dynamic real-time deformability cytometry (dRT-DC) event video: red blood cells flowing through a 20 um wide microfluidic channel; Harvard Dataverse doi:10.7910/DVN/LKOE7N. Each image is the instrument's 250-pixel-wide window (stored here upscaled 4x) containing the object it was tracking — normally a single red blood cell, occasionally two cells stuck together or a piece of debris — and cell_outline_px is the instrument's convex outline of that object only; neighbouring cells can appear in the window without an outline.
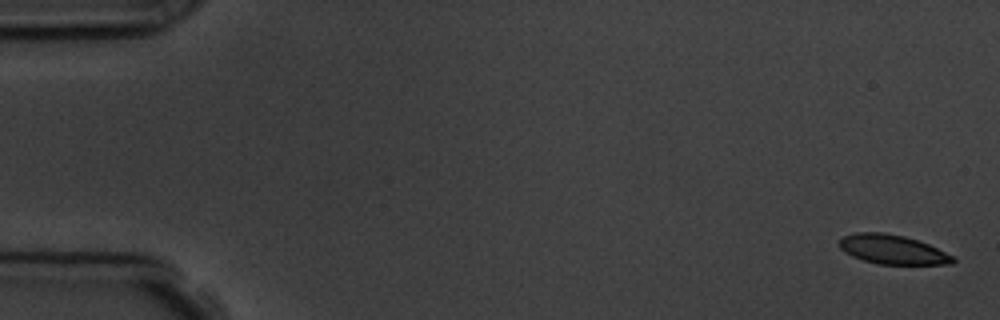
{"species": "common noctule bat (a hibernating species)", "species_latin": "Nyctalus noctula", "temperature_condition": "room temperature", "stored_images_in_passage": 4, "camera_frame_rate_fps": 3000, "um_per_image_px": 0.085, "animal": {"sex": "male", "body_mass_g": 19.5, "forearm_length_mm": 54.6}, "frame": {"image": 1, "passage_image": 1, "time_ms": 0.0, "image_size_px": [1000, 320], "cell_outline_px": [[956, 260], [952, 264], [876, 264], [852, 256], [844, 252], [840, 248], [840, 240], [844, 236], [856, 232], [884, 232], [904, 236], [928, 244], [952, 256]], "centroid_in_image_um": [75.84, 21.2], "position_along_channel_um": 9.2, "area_um2": 19.19}}
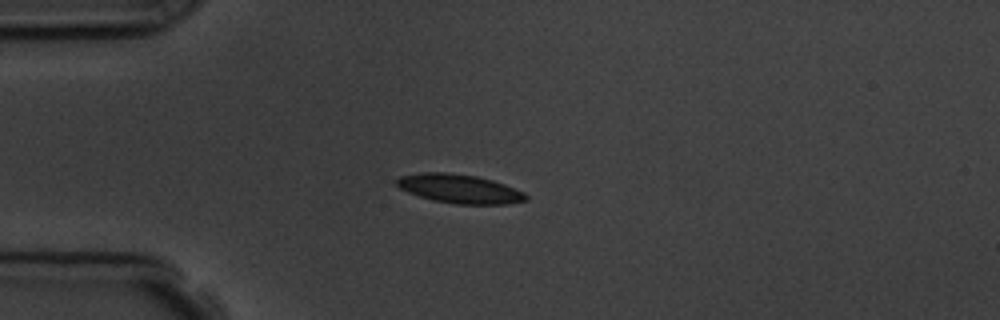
{"frame": {"image": 2, "passage_image": 4, "time_ms": 4.333, "image_size_px": [1000, 320], "cell_outline_px": [[528, 200], [508, 204], [456, 204], [432, 200], [408, 192], [400, 188], [396, 184], [396, 180], [400, 176], [424, 172], [448, 172], [476, 176], [492, 180], [504, 184], [524, 192], [528, 196]], "centroid_in_image_um": [39.07, 16.04], "position_along_channel_um": 45.9, "area_um2": 21.73}}